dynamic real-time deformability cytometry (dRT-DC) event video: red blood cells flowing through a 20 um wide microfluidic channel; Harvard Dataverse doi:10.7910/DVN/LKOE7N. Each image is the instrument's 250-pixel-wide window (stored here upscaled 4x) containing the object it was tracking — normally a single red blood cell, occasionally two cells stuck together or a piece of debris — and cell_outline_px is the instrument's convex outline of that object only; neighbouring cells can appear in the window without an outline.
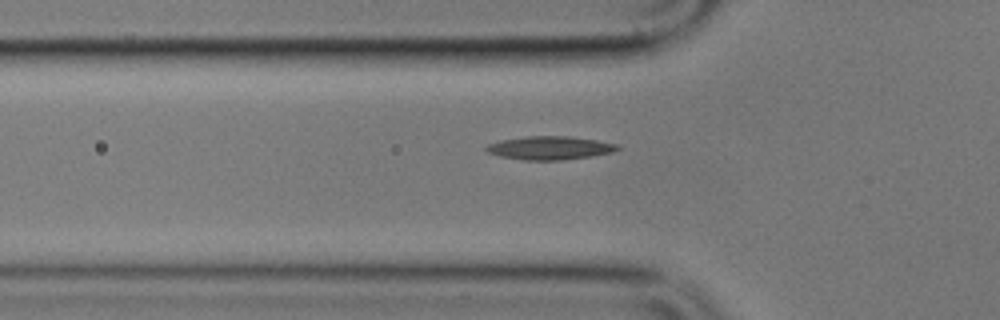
{"species": "common noctule bat (a hibernating species)", "species_latin": "Nyctalus noctula", "temperature_condition": "cold", "stored_images_in_passage": 45, "camera_frame_rate_fps": 3000, "um_per_image_px": 0.085, "animal": {"sex": "male", "body_mass_g": 17.9}, "frame": {"image": 1, "passage_image": 13, "time_ms": 4.0, "image_size_px": [1000, 320], "cell_outline_px": [[620, 148], [612, 152], [592, 156], [560, 160], [524, 160], [500, 156], [488, 152], [484, 148], [488, 144], [500, 140], [524, 136], [572, 136], [620, 144]], "centroid_in_image_um": [46.74, 12.56], "position_along_channel_um": 79.1, "area_um2": 17.98}}
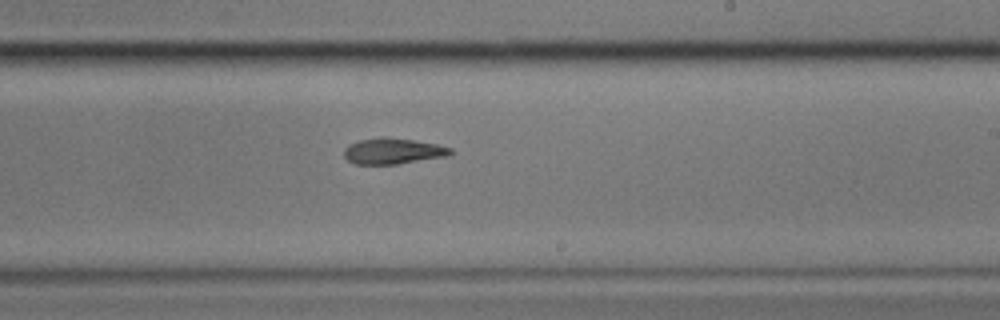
{"frame": {"image": 2, "passage_image": 28, "time_ms": 9.0, "image_size_px": [1000, 320], "cell_outline_px": [[452, 152], [448, 156], [396, 164], [356, 164], [348, 160], [344, 156], [344, 148], [348, 144], [360, 140], [384, 136], [412, 140], [436, 144], [452, 148]], "centroid_in_image_um": [33.38, 12.84], "position_along_channel_um": 255.6, "area_um2": 16.01}}
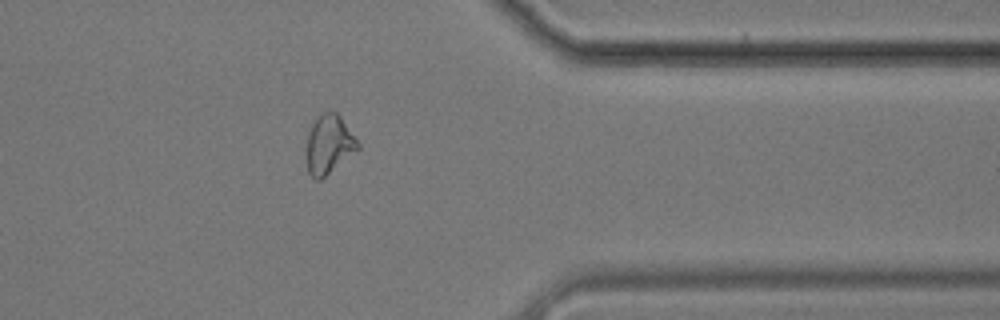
{"frame": {"image": 3, "passage_image": 40, "time_ms": 13.0, "image_size_px": [1000, 320], "cell_outline_px": [[360, 148], [320, 180], [316, 180], [308, 172], [304, 148], [308, 132], [316, 116], [324, 112], [336, 112], [340, 116], [360, 144]], "centroid_in_image_um": [27.91, 12.28], "position_along_channel_um": 383.5, "area_um2": 17.8}}